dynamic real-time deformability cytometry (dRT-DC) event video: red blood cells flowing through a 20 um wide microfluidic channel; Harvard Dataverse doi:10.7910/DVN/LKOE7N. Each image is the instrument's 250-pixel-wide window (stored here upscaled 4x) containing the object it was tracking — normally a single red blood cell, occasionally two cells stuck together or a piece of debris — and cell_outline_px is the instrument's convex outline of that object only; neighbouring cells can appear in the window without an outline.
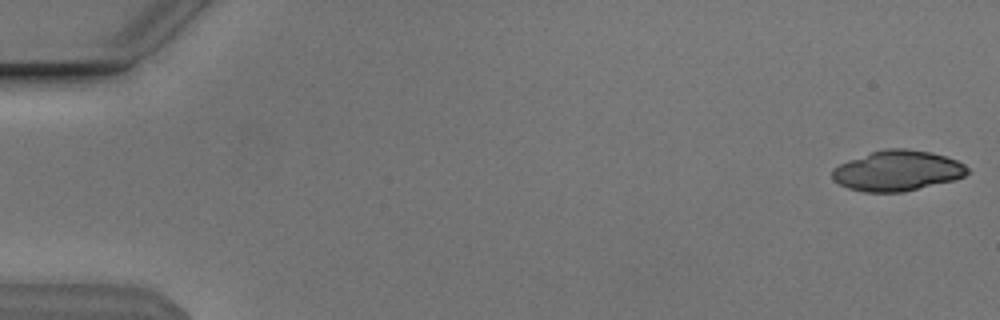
{"species": "Egyptian fruit bat (a non-hibernating species)", "species_latin": "Rousettus aegyptiacus", "temperature_condition": "cold", "stored_images_in_passage": 8, "camera_frame_rate_fps": 3000, "um_per_image_px": 0.085, "animal": {"sex": "male"}, "frame": {"image": 1, "passage_image": 1, "time_ms": 0.0, "image_size_px": [1000, 320], "cell_outline_px": [[968, 172], [964, 176], [952, 180], [904, 192], [864, 192], [848, 188], [832, 180], [832, 168], [848, 160], [884, 148], [904, 148], [932, 152], [956, 160], [964, 164], [968, 168]], "centroid_in_image_um": [76.25, 14.51], "position_along_channel_um": 8.8, "area_um2": 31.73}}